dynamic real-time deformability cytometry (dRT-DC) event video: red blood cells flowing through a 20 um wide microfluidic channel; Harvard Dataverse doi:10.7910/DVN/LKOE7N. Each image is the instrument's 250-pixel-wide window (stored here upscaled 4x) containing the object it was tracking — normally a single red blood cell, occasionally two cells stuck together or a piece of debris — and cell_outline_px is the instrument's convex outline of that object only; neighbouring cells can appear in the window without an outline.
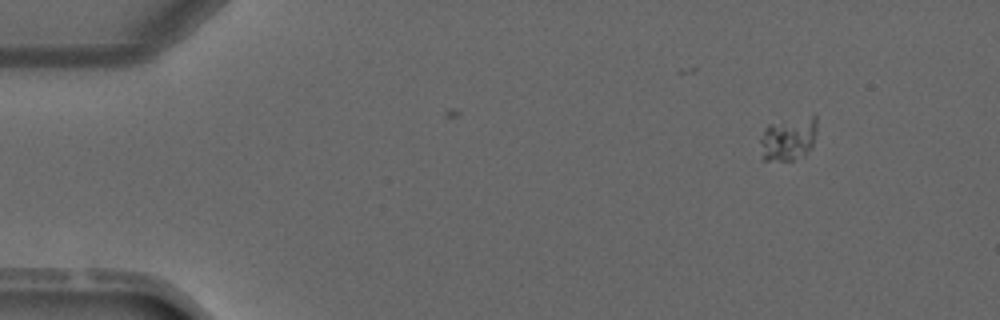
{"species": "common noctule bat (a hibernating species)", "species_latin": "Nyctalus noctula", "temperature_condition": "warm", "stored_images_in_passage": 4, "camera_frame_rate_fps": 3000, "um_per_image_px": 0.085, "animal": {"sex": "male", "forearm_length_mm": 52.5}, "frame": {"image": 1, "passage_image": 1, "time_ms": 0.0, "image_size_px": [1000, 320], "cell_outline_px": [[816, 132], [812, 148], [804, 156], [792, 160], [764, 160], [760, 140], [764, 128], [768, 124], [812, 116], [816, 116]], "centroid_in_image_um": [67.03, 11.81], "position_along_channel_um": 18.0, "area_um2": 14.22}}
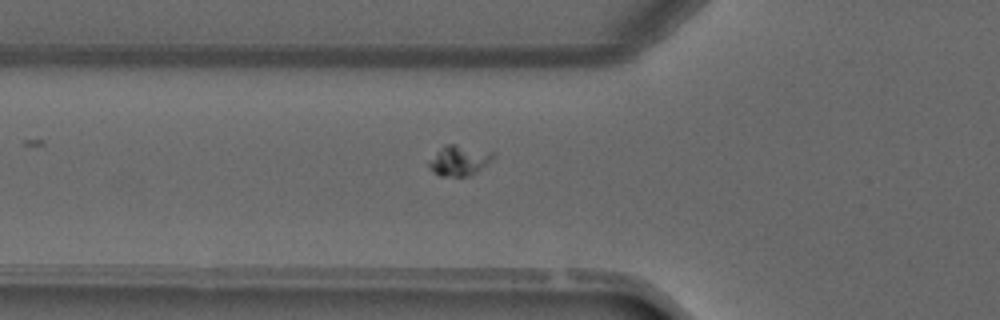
{"frame": {"image": 2, "passage_image": 4, "time_ms": 3.667, "image_size_px": [1000, 320], "cell_outline_px": [[496, 152], [476, 172], [468, 176], [440, 176], [432, 172], [428, 168], [428, 164], [436, 152], [444, 144], [456, 144]], "centroid_in_image_um": [38.97, 13.63], "position_along_channel_um": 86.8, "area_um2": 11.1}}